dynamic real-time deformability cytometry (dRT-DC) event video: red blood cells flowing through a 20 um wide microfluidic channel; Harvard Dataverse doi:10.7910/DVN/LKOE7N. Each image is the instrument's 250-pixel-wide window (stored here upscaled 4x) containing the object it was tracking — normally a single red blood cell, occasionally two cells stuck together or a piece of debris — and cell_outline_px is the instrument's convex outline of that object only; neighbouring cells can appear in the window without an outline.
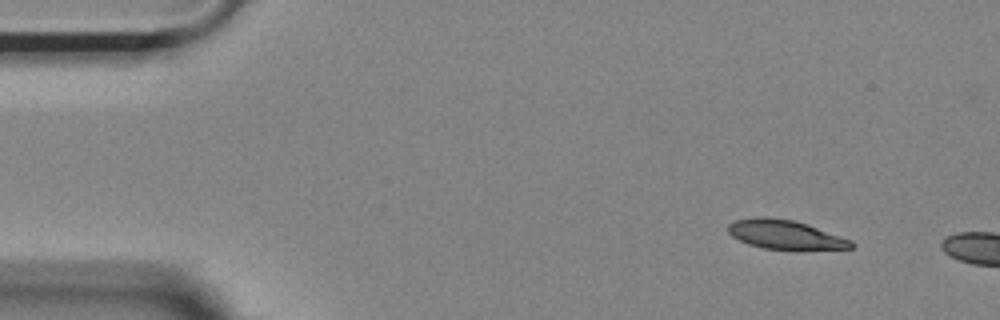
{"species": "Egyptian fruit bat (a non-hibernating species)", "species_latin": "Rousettus aegyptiacus", "temperature_condition": "room temperature", "stored_images_in_passage": 5, "camera_frame_rate_fps": 3000, "um_per_image_px": 0.085, "animal": {"sex": "female"}, "frame": {"image": 1, "passage_image": 1, "time_ms": 0.0, "image_size_px": [1000, 320], "cell_outline_px": [[856, 244], [852, 248], [764, 248], [748, 244], [732, 236], [728, 232], [728, 224], [732, 220], [752, 216], [768, 216], [792, 220], [852, 240]], "centroid_in_image_um": [66.64, 19.9], "position_along_channel_um": 18.4, "area_um2": 20.35}}